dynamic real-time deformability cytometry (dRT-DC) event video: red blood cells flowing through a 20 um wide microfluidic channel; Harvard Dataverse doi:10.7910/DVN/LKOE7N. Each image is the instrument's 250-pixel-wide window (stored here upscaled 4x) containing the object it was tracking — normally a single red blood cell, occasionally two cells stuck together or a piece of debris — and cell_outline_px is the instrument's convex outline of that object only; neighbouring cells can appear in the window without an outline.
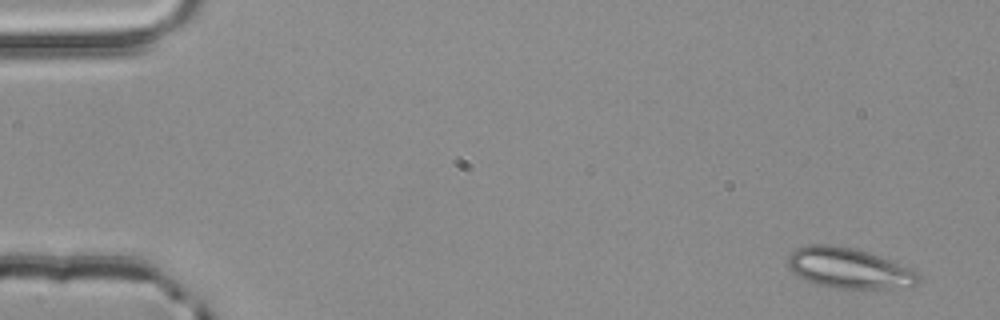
{"species": "common noctule bat (a hibernating species)", "species_latin": "Nyctalus noctula", "temperature_condition": "room temperature", "stored_images_in_passage": 51, "camera_frame_rate_fps": 3000, "um_per_image_px": 0.085, "animal": {"sex": "male", "body_mass_g": 20.4}, "frame": {"image": 1, "passage_image": 1, "time_ms": 0.0, "image_size_px": [1000, 320], "cell_outline_px": [[920, 280], [912, 288], [836, 288], [812, 284], [804, 280], [792, 272], [788, 268], [788, 256], [796, 248], [812, 244], [828, 244], [852, 248], [868, 252], [908, 268], [916, 272], [920, 276]], "centroid_in_image_um": [72.12, 22.81], "position_along_channel_um": 12.9, "area_um2": 30.75}}
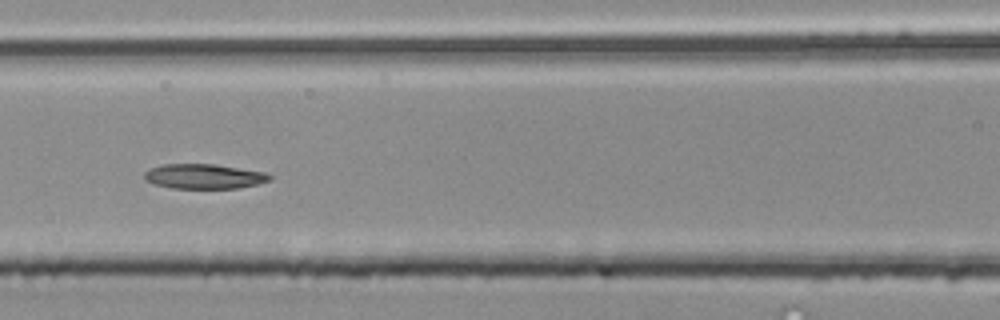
{"frame": {"image": 2, "passage_image": 22, "time_ms": 7.0, "image_size_px": [1000, 320], "cell_outline_px": [[272, 180], [240, 188], [172, 188], [152, 184], [144, 180], [144, 172], [152, 168], [164, 164], [212, 164], [268, 172], [272, 176]], "centroid_in_image_um": [17.36, 14.99], "position_along_channel_um": 149.2, "area_um2": 18.21}}
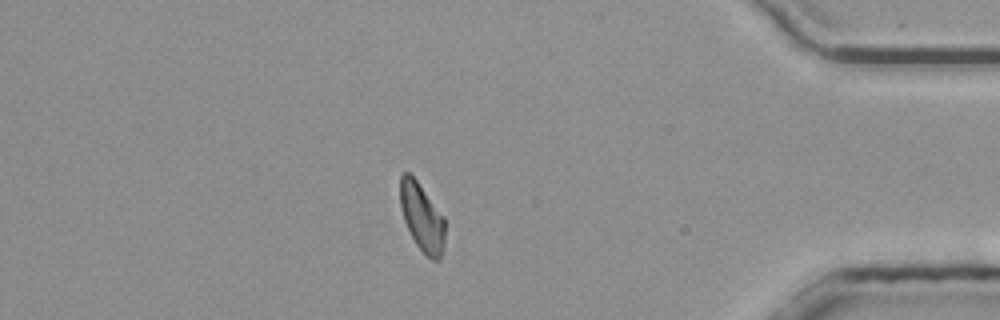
{"frame": {"image": 3, "passage_image": 44, "time_ms": 14.333, "image_size_px": [1000, 320], "cell_outline_px": [[444, 244], [440, 260], [432, 260], [416, 244], [404, 220], [400, 204], [400, 176], [404, 172], [408, 172], [416, 180], [444, 216]], "centroid_in_image_um": [35.87, 18.46], "position_along_channel_um": 399.3, "area_um2": 17.46}}